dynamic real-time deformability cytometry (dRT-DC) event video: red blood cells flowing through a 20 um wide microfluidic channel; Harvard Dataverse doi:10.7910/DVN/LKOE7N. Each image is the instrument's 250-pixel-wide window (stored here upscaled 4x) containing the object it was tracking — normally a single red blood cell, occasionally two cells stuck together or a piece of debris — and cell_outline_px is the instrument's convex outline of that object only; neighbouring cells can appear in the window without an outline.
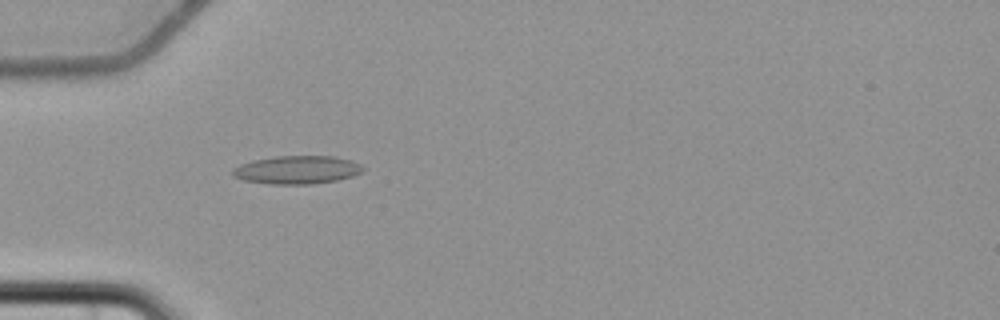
{"species": "common noctule bat (a hibernating species)", "species_latin": "Nyctalus noctula", "temperature_condition": "cold", "stored_images_in_passage": 7, "camera_frame_rate_fps": 3000, "um_per_image_px": 0.085, "animal": {"sex": "female", "body_mass_g": 22.7, "forearm_length_mm": 54.2}, "frame": {"image": 1, "passage_image": 5, "time_ms": 5.0, "image_size_px": [1000, 320], "cell_outline_px": [[364, 168], [360, 172], [352, 176], [336, 180], [312, 184], [268, 184], [244, 180], [232, 176], [232, 168], [240, 164], [252, 160], [276, 156], [332, 156], [352, 160], [360, 164]], "centroid_in_image_um": [25.21, 14.43], "position_along_channel_um": 59.8, "area_um2": 21.44}}
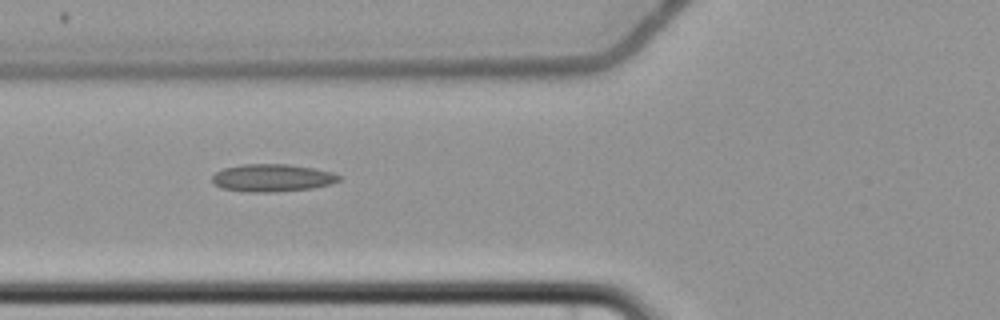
{"frame": {"image": 2, "passage_image": 6, "time_ms": 6.333, "image_size_px": [1000, 320], "cell_outline_px": [[340, 180], [328, 184], [312, 188], [276, 192], [248, 192], [220, 188], [212, 184], [212, 176], [216, 172], [224, 168], [240, 164], [288, 164], [312, 168], [332, 172], [340, 176]], "centroid_in_image_um": [23.08, 15.12], "position_along_channel_um": 102.7, "area_um2": 20.4}}
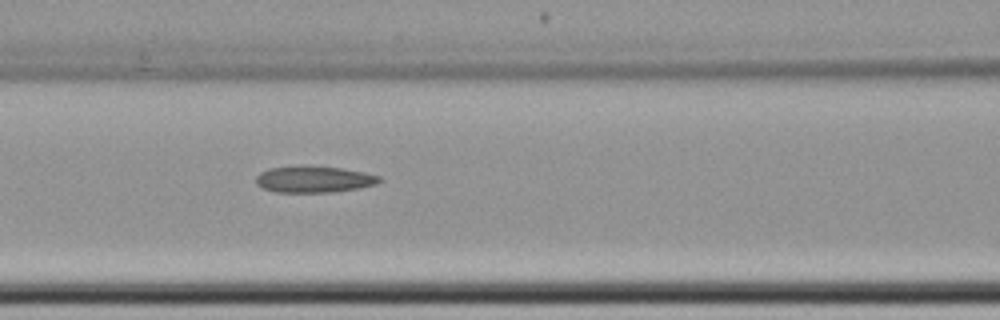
{"frame": {"image": 3, "passage_image": 7, "time_ms": 7.333, "image_size_px": [1000, 320], "cell_outline_px": [[384, 180], [376, 184], [360, 188], [332, 192], [276, 192], [264, 188], [256, 184], [256, 176], [260, 172], [268, 168], [300, 164], [344, 168], [364, 172], [380, 176]], "centroid_in_image_um": [26.69, 15.21], "position_along_channel_um": 139.9, "area_um2": 19.54}}